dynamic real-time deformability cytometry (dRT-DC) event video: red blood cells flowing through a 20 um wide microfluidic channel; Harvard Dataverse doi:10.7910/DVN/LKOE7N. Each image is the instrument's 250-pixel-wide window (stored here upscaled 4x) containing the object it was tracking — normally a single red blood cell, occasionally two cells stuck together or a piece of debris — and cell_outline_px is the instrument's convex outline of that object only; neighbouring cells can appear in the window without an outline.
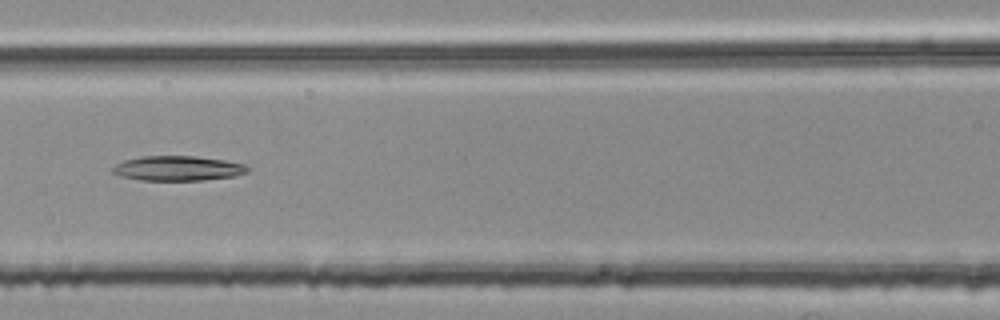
{"species": "common noctule bat (a hibernating species)", "species_latin": "Nyctalus noctula", "temperature_condition": "room temperature", "stored_images_in_passage": 5, "camera_frame_rate_fps": 3000, "um_per_image_px": 0.085, "animal": {"sex": "female", "body_mass_g": 25.1}, "frame": {"image": 1, "passage_image": 5, "time_ms": 1.333, "image_size_px": [1000, 320], "cell_outline_px": [[248, 172], [236, 176], [204, 180], [140, 180], [120, 176], [112, 172], [112, 168], [116, 164], [124, 160], [140, 156], [196, 156], [224, 160], [244, 164], [248, 168]], "centroid_in_image_um": [15.1, 14.31], "position_along_channel_um": 151.5, "area_um2": 19.54}}